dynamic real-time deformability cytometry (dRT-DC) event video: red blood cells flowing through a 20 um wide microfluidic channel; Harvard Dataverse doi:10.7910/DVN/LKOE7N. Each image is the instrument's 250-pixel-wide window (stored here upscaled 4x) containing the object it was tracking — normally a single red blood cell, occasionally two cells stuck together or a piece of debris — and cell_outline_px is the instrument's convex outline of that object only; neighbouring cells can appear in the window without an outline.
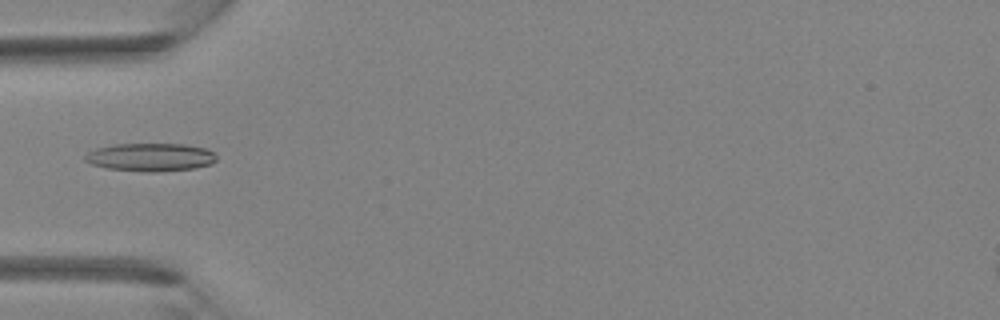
{"species": "Egyptian fruit bat (a non-hibernating species)", "species_latin": "Rousettus aegyptiacus", "temperature_condition": "room temperature", "stored_images_in_passage": 41, "camera_frame_rate_fps": 3000, "um_per_image_px": 0.085, "animal": {"sex": "female"}, "frame": {"image": 1, "passage_image": 14, "time_ms": 4.333, "image_size_px": [1000, 320], "cell_outline_px": [[216, 160], [212, 164], [196, 168], [156, 172], [144, 172], [108, 168], [92, 164], [84, 160], [84, 156], [88, 152], [96, 148], [116, 144], [184, 144], [204, 148], [212, 152], [216, 156]], "centroid_in_image_um": [12.8, 13.36], "position_along_channel_um": 72.2, "area_um2": 21.5}}
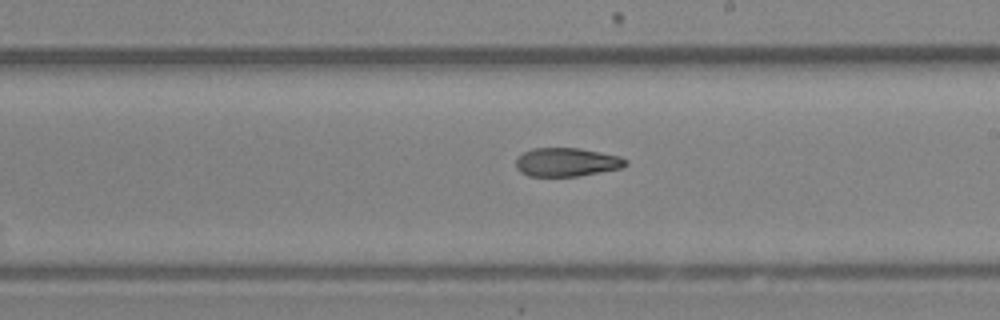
{"frame": {"image": 2, "passage_image": 24, "time_ms": 7.667, "image_size_px": [1000, 320], "cell_outline_px": [[628, 164], [624, 168], [580, 176], [528, 176], [520, 172], [516, 168], [516, 160], [524, 152], [532, 148], [580, 148], [620, 156], [628, 160]], "centroid_in_image_um": [48.21, 13.79], "position_along_channel_um": 240.8, "area_um2": 18.5}}
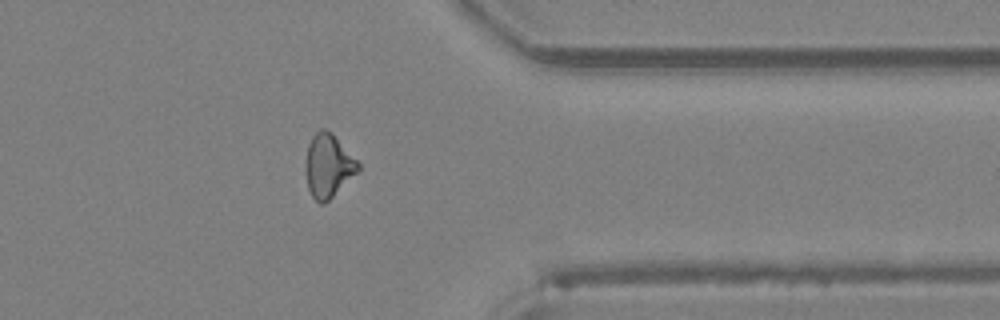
{"frame": {"image": 3, "passage_image": 33, "time_ms": 10.667, "image_size_px": [1000, 320], "cell_outline_px": [[360, 168], [324, 204], [320, 204], [312, 196], [308, 188], [304, 168], [304, 164], [308, 144], [312, 136], [320, 128], [324, 128], [332, 132], [360, 164]], "centroid_in_image_um": [27.85, 14.05], "position_along_channel_um": 383.5, "area_um2": 19.25}}